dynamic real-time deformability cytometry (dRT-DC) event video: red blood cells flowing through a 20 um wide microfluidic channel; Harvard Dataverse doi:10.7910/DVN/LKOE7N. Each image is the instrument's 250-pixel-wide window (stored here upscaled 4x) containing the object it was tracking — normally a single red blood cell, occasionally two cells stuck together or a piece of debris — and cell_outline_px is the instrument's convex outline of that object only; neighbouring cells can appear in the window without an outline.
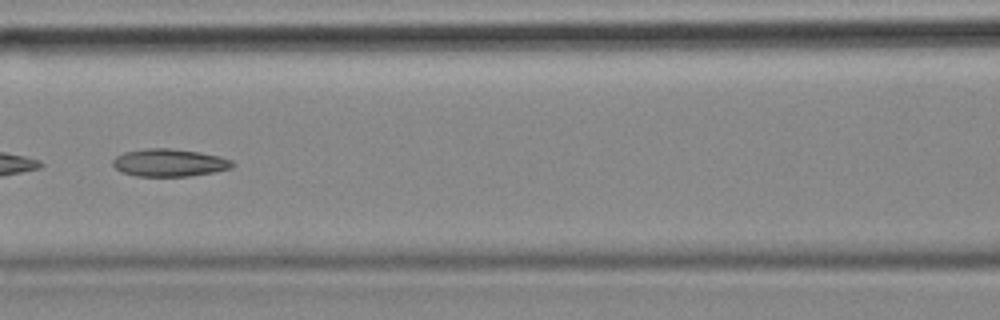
{"species": "common noctule bat (a hibernating species)", "species_latin": "Nyctalus noctula", "temperature_condition": "cold", "stored_images_in_passage": 54, "camera_frame_rate_fps": 3000, "um_per_image_px": 0.085, "animal": {"sex": "female", "body_mass_g": 18.4}, "frame": {"image": 1, "passage_image": 24, "time_ms": 7.667, "image_size_px": [1000, 320], "cell_outline_px": [[236, 164], [232, 168], [212, 172], [188, 176], [136, 176], [120, 172], [112, 164], [112, 160], [116, 156], [124, 152], [144, 148], [168, 148], [200, 152], [220, 156], [232, 160]], "centroid_in_image_um": [14.39, 13.82], "position_along_channel_um": 152.2, "area_um2": 19.36}, "authors_computed_cell_mechanics": {"area_um2": 19.7965, "velocity_mm_per_s": 3.5721, "shape_relaxation_time_tau1_ms": null, "shape_relaxation_time_tau2_ms": 2.8121, "deformation_change_tau1": null, "deformation_change_tau2": 0.0956}}